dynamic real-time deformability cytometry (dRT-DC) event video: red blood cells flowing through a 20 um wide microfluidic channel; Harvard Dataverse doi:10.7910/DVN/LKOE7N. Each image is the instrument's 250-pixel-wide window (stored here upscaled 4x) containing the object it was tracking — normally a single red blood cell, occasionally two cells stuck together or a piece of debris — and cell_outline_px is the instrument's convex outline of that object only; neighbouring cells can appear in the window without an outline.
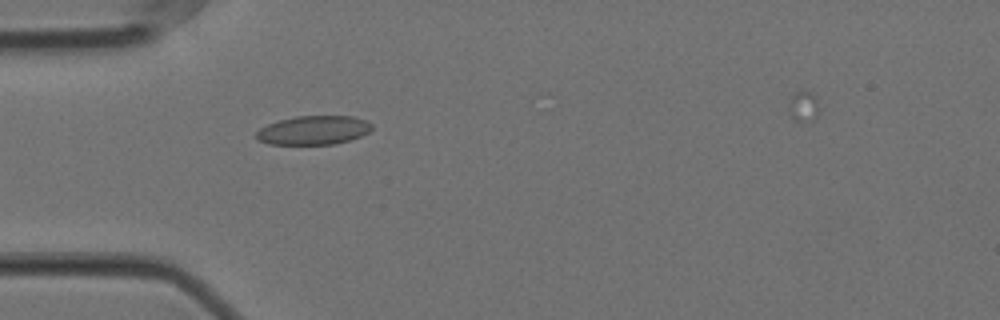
{"species": "Egyptian fruit bat (a non-hibernating species)", "species_latin": "Rousettus aegyptiacus", "temperature_condition": "cold", "stored_images_in_passage": 41, "camera_frame_rate_fps": 3000, "um_per_image_px": 0.085, "animal": {"sex": "female"}, "frame": {"image": 1, "passage_image": 1, "time_ms": 0.0, "image_size_px": [1000, 320], "cell_outline_px": [[372, 128], [368, 132], [360, 136], [348, 140], [332, 144], [268, 144], [260, 140], [256, 136], [256, 132], [260, 128], [268, 124], [280, 120], [296, 116], [352, 116], [364, 120], [372, 124]], "centroid_in_image_um": [26.64, 11.06], "position_along_channel_um": 58.4, "area_um2": 19.19}}
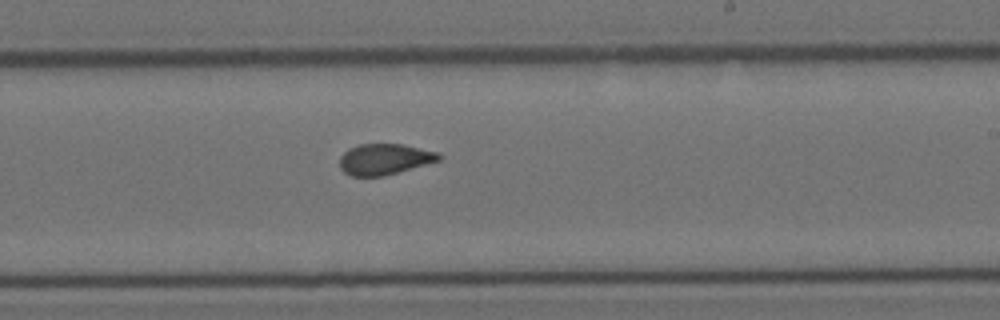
{"frame": {"image": 2, "passage_image": 18, "time_ms": 5.667, "image_size_px": [1000, 320], "cell_outline_px": [[440, 160], [384, 176], [352, 176], [344, 172], [340, 168], [340, 156], [348, 148], [360, 144], [404, 144], [440, 152]], "centroid_in_image_um": [32.68, 13.52], "position_along_channel_um": 256.3, "area_um2": 17.92}}
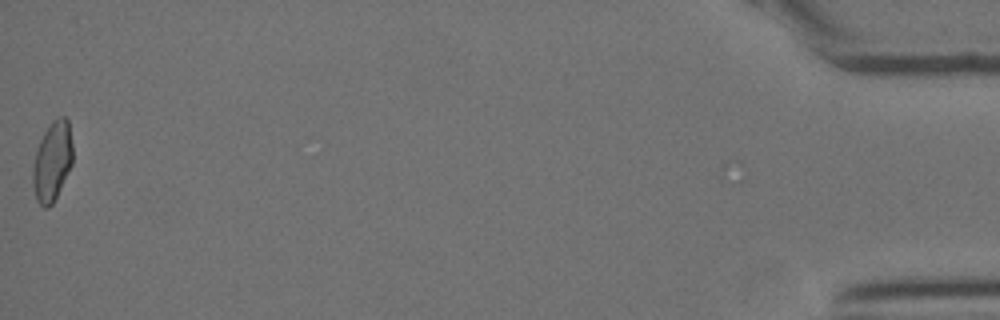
{"frame": {"image": 3, "passage_image": 41, "time_ms": 13.333, "image_size_px": [1000, 320], "cell_outline_px": [[72, 164], [52, 204], [48, 208], [44, 208], [36, 200], [32, 184], [32, 168], [36, 152], [40, 140], [44, 132], [52, 120], [56, 116], [64, 116], [68, 120], [72, 144]], "centroid_in_image_um": [4.43, 13.7], "position_along_channel_um": 430.8, "area_um2": 18.5}, "authors_computed_cell_mechanics": {"area_um2": 18.4382, "velocity_mm_per_s": 3.5504, "shape_relaxation_time_tau1_ms": null, "shape_relaxation_time_tau2_ms": 1.383, "deformation_change_tau1": null, "deformation_change_tau2": 0.0484}}